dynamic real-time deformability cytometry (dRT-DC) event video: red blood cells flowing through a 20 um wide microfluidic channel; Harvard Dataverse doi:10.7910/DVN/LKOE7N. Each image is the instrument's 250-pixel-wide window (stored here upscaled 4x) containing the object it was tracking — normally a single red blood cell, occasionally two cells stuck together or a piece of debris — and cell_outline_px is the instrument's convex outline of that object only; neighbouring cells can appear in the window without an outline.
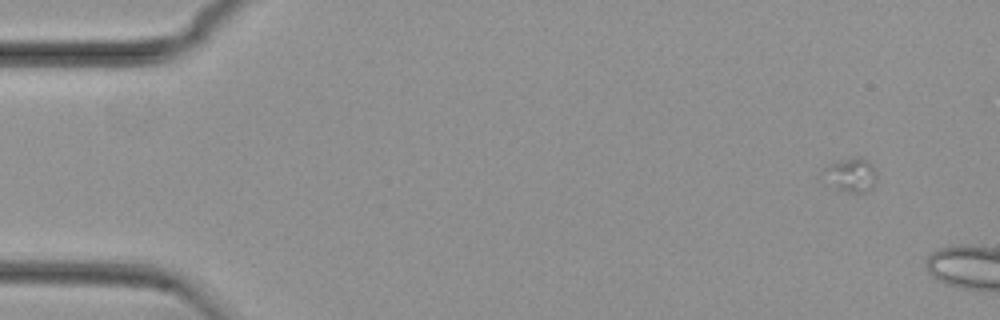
{"species": "common noctule bat (a hibernating species)", "species_latin": "Nyctalus noctula", "temperature_condition": "cold", "stored_images_in_passage": 7, "camera_frame_rate_fps": 3000, "um_per_image_px": 0.085, "animal": {"sex": "female", "body_mass_g": 29.2, "forearm_length_mm": 56.3}, "frame": {"image": 1, "passage_image": 3, "time_ms": 0.667, "image_size_px": [1000, 320], "cell_outline_px": [[876, 180], [864, 192], [848, 192], [824, 184], [820, 180], [824, 168], [832, 164], [856, 156], [860, 156], [868, 160], [876, 172]], "centroid_in_image_um": [72.25, 14.87], "position_along_channel_um": 12.8, "area_um2": 10.58}}